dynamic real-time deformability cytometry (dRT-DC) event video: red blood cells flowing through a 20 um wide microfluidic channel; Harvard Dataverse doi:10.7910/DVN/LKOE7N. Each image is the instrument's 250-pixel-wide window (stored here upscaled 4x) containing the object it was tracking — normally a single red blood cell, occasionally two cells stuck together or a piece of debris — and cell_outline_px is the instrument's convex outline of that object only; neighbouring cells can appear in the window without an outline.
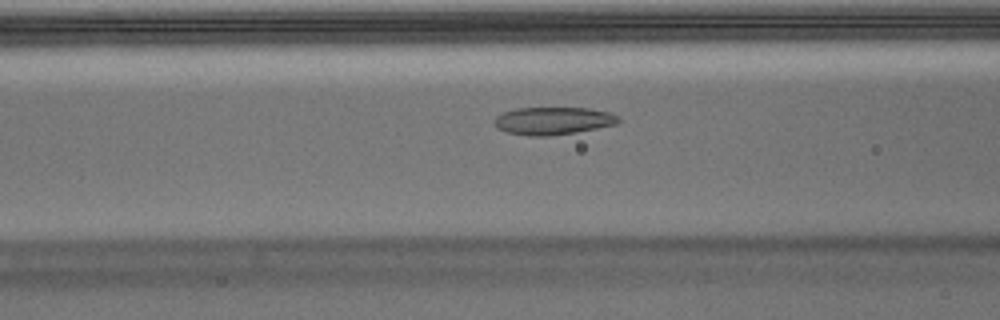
{"species": "Egyptian fruit bat (a non-hibernating species)", "species_latin": "Rousettus aegyptiacus", "temperature_condition": "warm", "stored_images_in_passage": 53, "camera_frame_rate_fps": 3000, "um_per_image_px": 0.085, "animal": {"sex": "male"}, "frame": {"image": 1, "passage_image": 20, "time_ms": 6.333, "image_size_px": [1000, 320], "cell_outline_px": [[620, 120], [616, 124], [576, 132], [548, 136], [532, 136], [508, 132], [496, 128], [492, 120], [496, 116], [504, 112], [516, 108], [588, 108], [608, 112], [620, 116]], "centroid_in_image_um": [46.99, 10.26], "position_along_channel_um": 119.6, "area_um2": 19.94}}
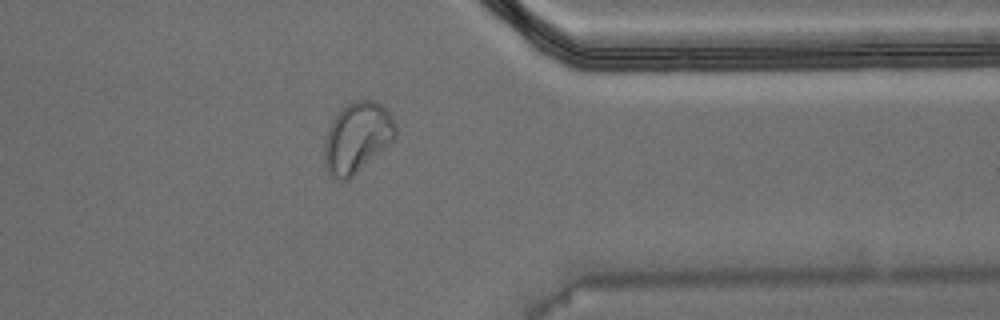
{"frame": {"image": 2, "passage_image": 42, "time_ms": 13.667, "image_size_px": [1000, 320], "cell_outline_px": [[396, 136], [388, 144], [348, 180], [336, 180], [328, 176], [324, 164], [324, 140], [328, 128], [332, 120], [352, 100], [372, 100], [380, 104], [392, 116], [396, 124]], "centroid_in_image_um": [30.31, 11.71], "position_along_channel_um": 381.1, "area_um2": 29.02}}
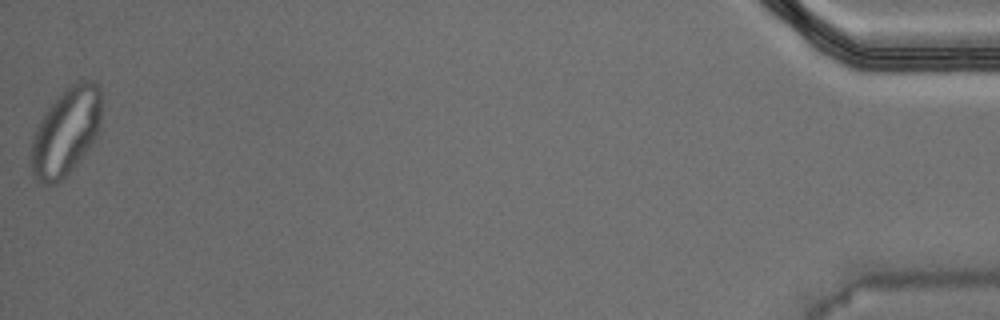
{"frame": {"image": 3, "passage_image": 53, "time_ms": 17.333, "image_size_px": [1000, 320], "cell_outline_px": [[100, 124], [96, 136], [92, 144], [80, 160], [56, 184], [48, 188], [40, 184], [36, 180], [32, 172], [32, 136], [44, 112], [72, 84], [80, 80], [92, 80], [100, 84]], "centroid_in_image_um": [5.6, 11.23], "position_along_channel_um": 429.6, "area_um2": 35.66}, "authors_computed_cell_mechanics": {"area_um2": 21.386, "velocity_mm_per_s": 3.7012, "shape_relaxation_time_tau1_ms": null, "shape_relaxation_time_tau2_ms": 1.0974, "deformation_change_tau1": null, "deformation_change_tau2": 0.0527}}